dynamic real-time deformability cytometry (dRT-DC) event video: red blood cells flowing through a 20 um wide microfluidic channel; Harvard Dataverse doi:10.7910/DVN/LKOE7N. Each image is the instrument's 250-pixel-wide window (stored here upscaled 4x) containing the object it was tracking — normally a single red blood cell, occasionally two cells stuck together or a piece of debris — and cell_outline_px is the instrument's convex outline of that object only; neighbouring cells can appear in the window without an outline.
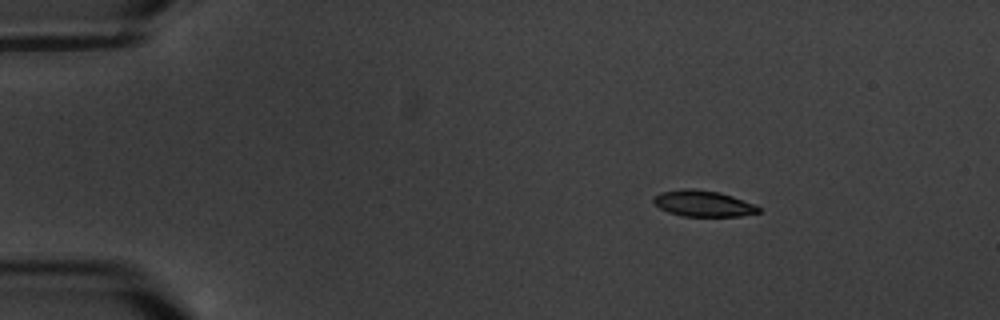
{"species": "common noctule bat (a hibernating species)", "species_latin": "Nyctalus noctula", "temperature_condition": "warm", "stored_images_in_passage": 3, "camera_frame_rate_fps": 3000, "um_per_image_px": 0.085, "animal": {"sex": "male", "body_mass_g": 20.1, "forearm_length_mm": 53.5}, "frame": {"image": 1, "passage_image": 1, "time_ms": 0.0, "image_size_px": [1000, 320], "cell_outline_px": [[760, 212], [740, 216], [684, 216], [668, 212], [660, 208], [652, 200], [652, 196], [660, 192], [684, 188], [692, 188], [720, 192], [756, 204], [760, 208]], "centroid_in_image_um": [59.76, 17.29], "position_along_channel_um": 25.2, "area_um2": 16.07}}
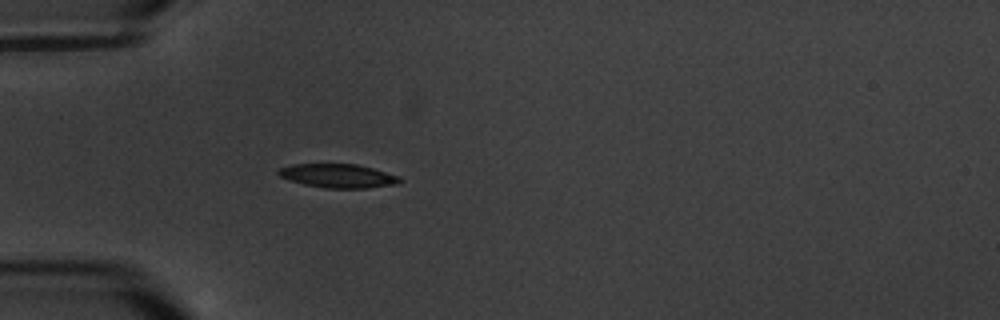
{"frame": {"image": 2, "passage_image": 3, "time_ms": 3.0, "image_size_px": [1000, 320], "cell_outline_px": [[404, 180], [400, 184], [364, 188], [324, 188], [304, 184], [288, 180], [280, 176], [276, 172], [280, 168], [292, 164], [356, 164], [372, 168], [400, 176]], "centroid_in_image_um": [28.76, 14.95], "position_along_channel_um": 56.2, "area_um2": 16.94}}